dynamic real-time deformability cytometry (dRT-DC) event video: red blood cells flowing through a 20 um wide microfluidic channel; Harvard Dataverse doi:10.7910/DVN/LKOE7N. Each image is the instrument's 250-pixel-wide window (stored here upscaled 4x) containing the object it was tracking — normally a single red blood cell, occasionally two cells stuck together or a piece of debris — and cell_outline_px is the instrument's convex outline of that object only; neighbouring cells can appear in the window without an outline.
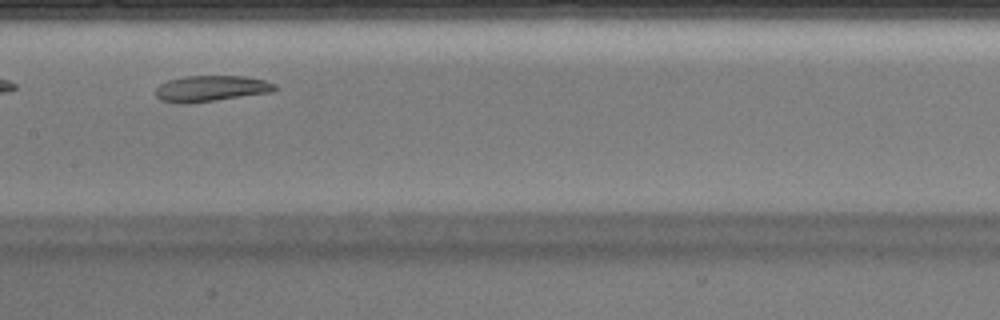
{"species": "Egyptian fruit bat (a non-hibernating species)", "species_latin": "Rousettus aegyptiacus", "temperature_condition": "warm", "stored_images_in_passage": 28, "camera_frame_rate_fps": 3000, "um_per_image_px": 0.085, "animal": {"sex": "male"}, "frame": {"image": 1, "passage_image": 13, "time_ms": 4.0, "image_size_px": [1000, 320], "cell_outline_px": [[280, 88], [272, 92], [216, 100], [184, 104], [160, 100], [156, 96], [156, 88], [160, 84], [168, 80], [184, 76], [244, 76], [264, 80], [276, 84]], "centroid_in_image_um": [17.96, 7.52], "position_along_channel_um": 189.4, "area_um2": 18.09}}